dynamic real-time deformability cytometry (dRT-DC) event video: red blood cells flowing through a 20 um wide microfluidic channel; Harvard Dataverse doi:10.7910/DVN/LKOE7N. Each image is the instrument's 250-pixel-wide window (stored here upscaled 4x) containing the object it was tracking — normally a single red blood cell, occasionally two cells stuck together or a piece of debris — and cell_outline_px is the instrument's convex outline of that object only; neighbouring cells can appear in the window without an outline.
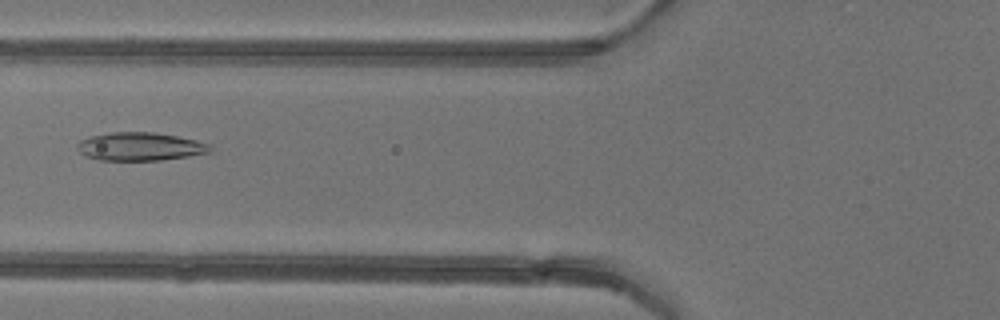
{"species": "common noctule bat (a hibernating species)", "species_latin": "Nyctalus noctula", "temperature_condition": "warm", "stored_images_in_passage": 5, "camera_frame_rate_fps": 3000, "um_per_image_px": 0.085, "animal": {"sex": "female"}, "frame": {"image": 1, "passage_image": 5, "time_ms": 4.667, "image_size_px": [1000, 320], "cell_outline_px": [[212, 152], [188, 156], [160, 160], [100, 160], [84, 156], [76, 148], [76, 144], [80, 140], [92, 136], [112, 132], [152, 132], [176, 136], [196, 140], [212, 144]], "centroid_in_image_um": [11.91, 12.46], "position_along_channel_um": 113.9, "area_um2": 21.91}}